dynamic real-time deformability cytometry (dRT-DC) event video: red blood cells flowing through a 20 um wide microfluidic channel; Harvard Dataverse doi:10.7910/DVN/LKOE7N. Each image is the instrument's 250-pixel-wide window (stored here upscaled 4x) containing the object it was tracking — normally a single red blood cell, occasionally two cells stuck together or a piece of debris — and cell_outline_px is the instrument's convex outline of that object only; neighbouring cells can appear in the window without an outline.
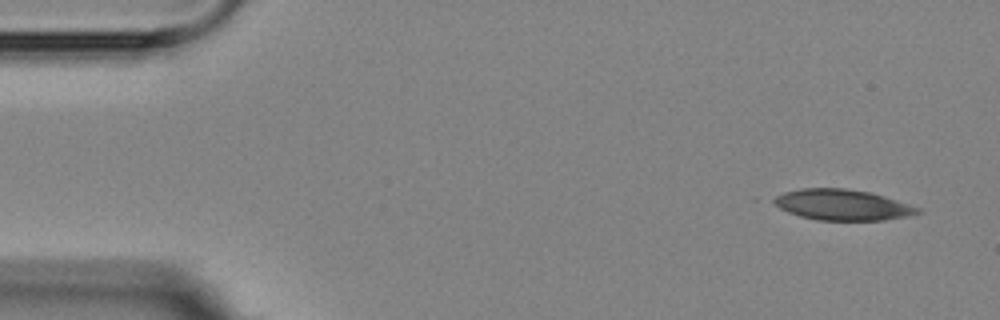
{"species": "Egyptian fruit bat (a non-hibernating species)", "species_latin": "Rousettus aegyptiacus", "temperature_condition": "room temperature", "stored_images_in_passage": 5, "camera_frame_rate_fps": 3000, "um_per_image_px": 0.085, "animal": {"sex": "female"}, "frame": {"image": 1, "passage_image": 1, "time_ms": 0.0, "image_size_px": [1000, 320], "cell_outline_px": [[924, 212], [908, 216], [884, 220], [816, 220], [800, 216], [788, 212], [780, 208], [768, 200], [784, 192], [800, 188], [844, 188], [868, 192], [884, 196], [920, 208]], "centroid_in_image_um": [71.57, 17.41], "position_along_channel_um": 13.4, "area_um2": 25.84}}
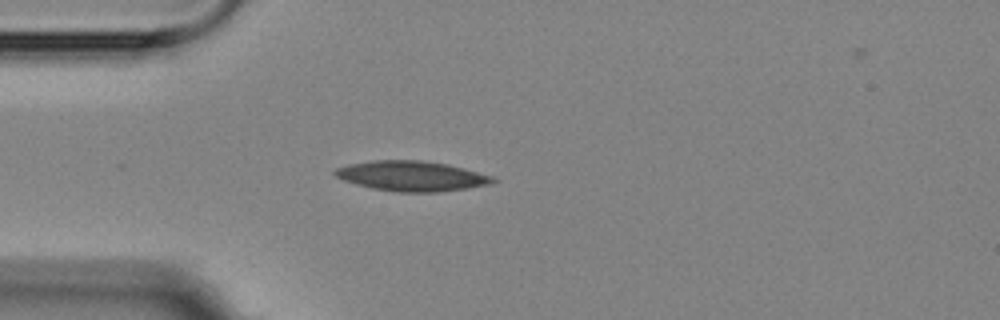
{"frame": {"image": 2, "passage_image": 4, "time_ms": 3.667, "image_size_px": [1000, 320], "cell_outline_px": [[496, 180], [492, 184], [468, 188], [440, 192], [396, 192], [372, 188], [344, 180], [336, 176], [332, 172], [336, 168], [348, 164], [372, 160], [424, 160], [448, 164], [464, 168], [492, 176]], "centroid_in_image_um": [35.0, 14.96], "position_along_channel_um": 50.0, "area_um2": 27.74}}